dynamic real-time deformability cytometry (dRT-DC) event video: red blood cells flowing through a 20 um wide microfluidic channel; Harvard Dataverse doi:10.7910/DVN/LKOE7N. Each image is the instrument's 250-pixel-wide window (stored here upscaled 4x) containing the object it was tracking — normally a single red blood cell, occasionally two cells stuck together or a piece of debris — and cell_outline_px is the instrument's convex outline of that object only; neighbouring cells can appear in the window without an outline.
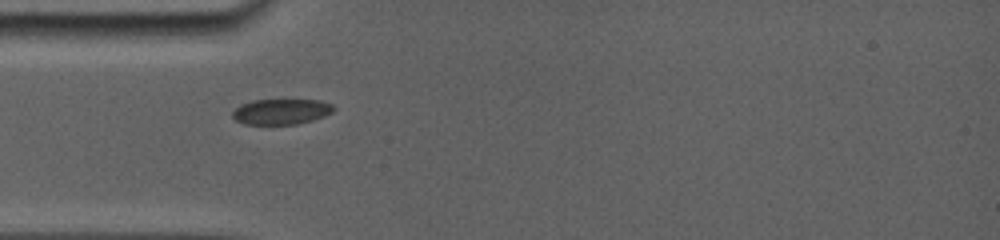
{"species": "common noctule bat (a hibernating species)", "species_latin": "Nyctalus noctula", "temperature_condition": "room temperature", "stored_images_in_passage": 83, "camera_frame_rate_fps": 5000, "um_per_image_px": 0.085, "animal": {"sex": "female", "body_mass_g": 19.0, "forearm_length_mm": 56.7}, "frame": {"image": 1, "passage_image": 1, "time_ms": 0.0, "image_size_px": [1000, 240], "cell_outline_px": [[336, 108], [332, 112], [324, 116], [312, 120], [296, 124], [244, 124], [236, 120], [232, 116], [232, 112], [240, 104], [252, 100], [320, 100], [332, 104]], "centroid_in_image_um": [23.9, 9.48], "position_along_channel_um": 61.1, "area_um2": 15.03}}
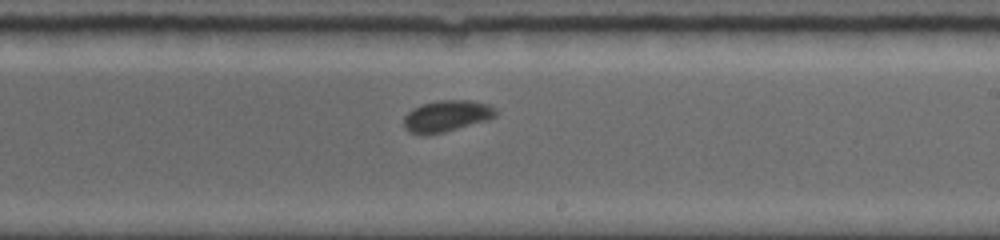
{"frame": {"image": 2, "passage_image": 39, "time_ms": 5.0, "image_size_px": [1000, 240], "cell_outline_px": [[496, 116], [488, 120], [444, 132], [408, 132], [404, 128], [404, 116], [412, 108], [420, 104], [440, 100], [472, 100], [488, 104], [496, 108]], "centroid_in_image_um": [37.99, 9.82], "position_along_channel_um": 251.0, "area_um2": 16.59}}
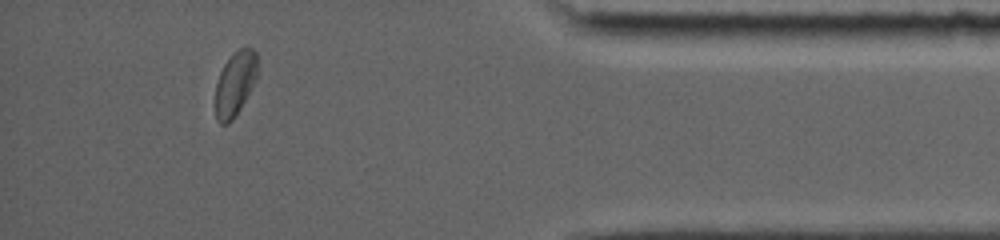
{"frame": {"image": 3, "passage_image": 71, "time_ms": 10.0, "image_size_px": [1000, 240], "cell_outline_px": [[256, 80], [236, 116], [228, 124], [220, 124], [216, 120], [216, 84], [220, 72], [224, 64], [232, 52], [240, 48], [252, 48], [256, 52]], "centroid_in_image_um": [19.97, 7.12], "position_along_channel_um": 415.2, "area_um2": 15.72}, "authors_computed_cell_mechanics": {"area_um2": 16.473, "velocity_mm_per_s": 3.8171, "shape_relaxation_time_tau1_ms": 1.922, "shape_relaxation_time_tau2_ms": null, "deformation_change_tau1": 0.0753, "deformation_change_tau2": null}}